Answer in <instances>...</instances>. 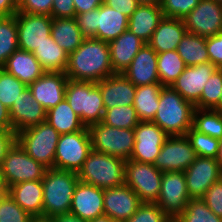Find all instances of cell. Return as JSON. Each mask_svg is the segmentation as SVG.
Wrapping results in <instances>:
<instances>
[{
    "label": "cell",
    "instance_id": "cell-1",
    "mask_svg": "<svg viewBox=\"0 0 222 222\" xmlns=\"http://www.w3.org/2000/svg\"><path fill=\"white\" fill-rule=\"evenodd\" d=\"M65 74L69 80L98 83L115 74L112 69L109 43L93 37L68 54Z\"/></svg>",
    "mask_w": 222,
    "mask_h": 222
},
{
    "label": "cell",
    "instance_id": "cell-2",
    "mask_svg": "<svg viewBox=\"0 0 222 222\" xmlns=\"http://www.w3.org/2000/svg\"><path fill=\"white\" fill-rule=\"evenodd\" d=\"M195 106L171 86H163L153 122L168 136H182L193 126Z\"/></svg>",
    "mask_w": 222,
    "mask_h": 222
},
{
    "label": "cell",
    "instance_id": "cell-3",
    "mask_svg": "<svg viewBox=\"0 0 222 222\" xmlns=\"http://www.w3.org/2000/svg\"><path fill=\"white\" fill-rule=\"evenodd\" d=\"M42 181L43 217L53 218L70 213L72 197L79 178L78 173L47 168Z\"/></svg>",
    "mask_w": 222,
    "mask_h": 222
},
{
    "label": "cell",
    "instance_id": "cell-4",
    "mask_svg": "<svg viewBox=\"0 0 222 222\" xmlns=\"http://www.w3.org/2000/svg\"><path fill=\"white\" fill-rule=\"evenodd\" d=\"M125 172V160L92 150L78 172V178L104 190L124 185Z\"/></svg>",
    "mask_w": 222,
    "mask_h": 222
},
{
    "label": "cell",
    "instance_id": "cell-5",
    "mask_svg": "<svg viewBox=\"0 0 222 222\" xmlns=\"http://www.w3.org/2000/svg\"><path fill=\"white\" fill-rule=\"evenodd\" d=\"M65 99L85 127L102 122L105 108L96 83L68 79Z\"/></svg>",
    "mask_w": 222,
    "mask_h": 222
},
{
    "label": "cell",
    "instance_id": "cell-6",
    "mask_svg": "<svg viewBox=\"0 0 222 222\" xmlns=\"http://www.w3.org/2000/svg\"><path fill=\"white\" fill-rule=\"evenodd\" d=\"M60 134L48 122L17 133V142L26 153L46 168H54L56 146Z\"/></svg>",
    "mask_w": 222,
    "mask_h": 222
},
{
    "label": "cell",
    "instance_id": "cell-7",
    "mask_svg": "<svg viewBox=\"0 0 222 222\" xmlns=\"http://www.w3.org/2000/svg\"><path fill=\"white\" fill-rule=\"evenodd\" d=\"M92 150L128 161L133 152L134 129L116 128L102 122L88 127Z\"/></svg>",
    "mask_w": 222,
    "mask_h": 222
},
{
    "label": "cell",
    "instance_id": "cell-8",
    "mask_svg": "<svg viewBox=\"0 0 222 222\" xmlns=\"http://www.w3.org/2000/svg\"><path fill=\"white\" fill-rule=\"evenodd\" d=\"M92 151L88 127L62 134L56 146L54 168L78 173Z\"/></svg>",
    "mask_w": 222,
    "mask_h": 222
},
{
    "label": "cell",
    "instance_id": "cell-9",
    "mask_svg": "<svg viewBox=\"0 0 222 222\" xmlns=\"http://www.w3.org/2000/svg\"><path fill=\"white\" fill-rule=\"evenodd\" d=\"M163 172L154 164L126 161L125 184L138 196L142 203H156L160 196Z\"/></svg>",
    "mask_w": 222,
    "mask_h": 222
},
{
    "label": "cell",
    "instance_id": "cell-10",
    "mask_svg": "<svg viewBox=\"0 0 222 222\" xmlns=\"http://www.w3.org/2000/svg\"><path fill=\"white\" fill-rule=\"evenodd\" d=\"M46 169L16 142L6 153L0 167V174L9 187L20 182L42 180Z\"/></svg>",
    "mask_w": 222,
    "mask_h": 222
},
{
    "label": "cell",
    "instance_id": "cell-11",
    "mask_svg": "<svg viewBox=\"0 0 222 222\" xmlns=\"http://www.w3.org/2000/svg\"><path fill=\"white\" fill-rule=\"evenodd\" d=\"M197 157L195 149L185 135L168 136L156 157L154 166L163 173L184 172Z\"/></svg>",
    "mask_w": 222,
    "mask_h": 222
},
{
    "label": "cell",
    "instance_id": "cell-12",
    "mask_svg": "<svg viewBox=\"0 0 222 222\" xmlns=\"http://www.w3.org/2000/svg\"><path fill=\"white\" fill-rule=\"evenodd\" d=\"M191 200L184 172L171 171L162 175L160 196L156 204L171 218L176 219Z\"/></svg>",
    "mask_w": 222,
    "mask_h": 222
},
{
    "label": "cell",
    "instance_id": "cell-13",
    "mask_svg": "<svg viewBox=\"0 0 222 222\" xmlns=\"http://www.w3.org/2000/svg\"><path fill=\"white\" fill-rule=\"evenodd\" d=\"M187 32L207 38L222 32V3L200 0L183 19Z\"/></svg>",
    "mask_w": 222,
    "mask_h": 222
},
{
    "label": "cell",
    "instance_id": "cell-14",
    "mask_svg": "<svg viewBox=\"0 0 222 222\" xmlns=\"http://www.w3.org/2000/svg\"><path fill=\"white\" fill-rule=\"evenodd\" d=\"M16 21L19 49L33 53L51 36L52 17L49 15L17 12Z\"/></svg>",
    "mask_w": 222,
    "mask_h": 222
},
{
    "label": "cell",
    "instance_id": "cell-15",
    "mask_svg": "<svg viewBox=\"0 0 222 222\" xmlns=\"http://www.w3.org/2000/svg\"><path fill=\"white\" fill-rule=\"evenodd\" d=\"M134 135L130 160L154 164L168 135L153 121H140L134 128Z\"/></svg>",
    "mask_w": 222,
    "mask_h": 222
},
{
    "label": "cell",
    "instance_id": "cell-16",
    "mask_svg": "<svg viewBox=\"0 0 222 222\" xmlns=\"http://www.w3.org/2000/svg\"><path fill=\"white\" fill-rule=\"evenodd\" d=\"M187 191L191 199L202 198L207 189L222 178L215 158L197 157L184 171Z\"/></svg>",
    "mask_w": 222,
    "mask_h": 222
},
{
    "label": "cell",
    "instance_id": "cell-17",
    "mask_svg": "<svg viewBox=\"0 0 222 222\" xmlns=\"http://www.w3.org/2000/svg\"><path fill=\"white\" fill-rule=\"evenodd\" d=\"M216 69L217 67L210 62L186 66L171 87L186 101L195 105L199 101L208 79Z\"/></svg>",
    "mask_w": 222,
    "mask_h": 222
},
{
    "label": "cell",
    "instance_id": "cell-18",
    "mask_svg": "<svg viewBox=\"0 0 222 222\" xmlns=\"http://www.w3.org/2000/svg\"><path fill=\"white\" fill-rule=\"evenodd\" d=\"M104 215L119 222L129 219L142 204L139 196L126 184L103 190Z\"/></svg>",
    "mask_w": 222,
    "mask_h": 222
},
{
    "label": "cell",
    "instance_id": "cell-19",
    "mask_svg": "<svg viewBox=\"0 0 222 222\" xmlns=\"http://www.w3.org/2000/svg\"><path fill=\"white\" fill-rule=\"evenodd\" d=\"M67 81L65 72H45L28 88L33 98L48 111L65 99Z\"/></svg>",
    "mask_w": 222,
    "mask_h": 222
},
{
    "label": "cell",
    "instance_id": "cell-20",
    "mask_svg": "<svg viewBox=\"0 0 222 222\" xmlns=\"http://www.w3.org/2000/svg\"><path fill=\"white\" fill-rule=\"evenodd\" d=\"M13 130L18 133L46 121L47 111L32 96L27 87L9 109Z\"/></svg>",
    "mask_w": 222,
    "mask_h": 222
},
{
    "label": "cell",
    "instance_id": "cell-21",
    "mask_svg": "<svg viewBox=\"0 0 222 222\" xmlns=\"http://www.w3.org/2000/svg\"><path fill=\"white\" fill-rule=\"evenodd\" d=\"M70 213L86 221L104 215L103 189L79 180L72 197Z\"/></svg>",
    "mask_w": 222,
    "mask_h": 222
},
{
    "label": "cell",
    "instance_id": "cell-22",
    "mask_svg": "<svg viewBox=\"0 0 222 222\" xmlns=\"http://www.w3.org/2000/svg\"><path fill=\"white\" fill-rule=\"evenodd\" d=\"M96 85L100 89L105 109L134 104L136 86L123 74L115 73Z\"/></svg>",
    "mask_w": 222,
    "mask_h": 222
},
{
    "label": "cell",
    "instance_id": "cell-23",
    "mask_svg": "<svg viewBox=\"0 0 222 222\" xmlns=\"http://www.w3.org/2000/svg\"><path fill=\"white\" fill-rule=\"evenodd\" d=\"M122 74L135 86L160 83L157 52L149 44H145Z\"/></svg>",
    "mask_w": 222,
    "mask_h": 222
},
{
    "label": "cell",
    "instance_id": "cell-24",
    "mask_svg": "<svg viewBox=\"0 0 222 222\" xmlns=\"http://www.w3.org/2000/svg\"><path fill=\"white\" fill-rule=\"evenodd\" d=\"M146 43L127 29L109 42L111 64L114 73H123Z\"/></svg>",
    "mask_w": 222,
    "mask_h": 222
},
{
    "label": "cell",
    "instance_id": "cell-25",
    "mask_svg": "<svg viewBox=\"0 0 222 222\" xmlns=\"http://www.w3.org/2000/svg\"><path fill=\"white\" fill-rule=\"evenodd\" d=\"M163 17L160 4H140L129 17L128 29L148 44Z\"/></svg>",
    "mask_w": 222,
    "mask_h": 222
},
{
    "label": "cell",
    "instance_id": "cell-26",
    "mask_svg": "<svg viewBox=\"0 0 222 222\" xmlns=\"http://www.w3.org/2000/svg\"><path fill=\"white\" fill-rule=\"evenodd\" d=\"M8 194L32 217H43V186L41 180H32L9 186Z\"/></svg>",
    "mask_w": 222,
    "mask_h": 222
},
{
    "label": "cell",
    "instance_id": "cell-27",
    "mask_svg": "<svg viewBox=\"0 0 222 222\" xmlns=\"http://www.w3.org/2000/svg\"><path fill=\"white\" fill-rule=\"evenodd\" d=\"M186 32L183 19L163 17L148 44L157 53L176 50Z\"/></svg>",
    "mask_w": 222,
    "mask_h": 222
},
{
    "label": "cell",
    "instance_id": "cell-28",
    "mask_svg": "<svg viewBox=\"0 0 222 222\" xmlns=\"http://www.w3.org/2000/svg\"><path fill=\"white\" fill-rule=\"evenodd\" d=\"M1 68L27 86L46 72L32 53L19 48L6 60Z\"/></svg>",
    "mask_w": 222,
    "mask_h": 222
},
{
    "label": "cell",
    "instance_id": "cell-29",
    "mask_svg": "<svg viewBox=\"0 0 222 222\" xmlns=\"http://www.w3.org/2000/svg\"><path fill=\"white\" fill-rule=\"evenodd\" d=\"M129 18L102 3L97 8V35L95 39L110 42L128 29Z\"/></svg>",
    "mask_w": 222,
    "mask_h": 222
},
{
    "label": "cell",
    "instance_id": "cell-30",
    "mask_svg": "<svg viewBox=\"0 0 222 222\" xmlns=\"http://www.w3.org/2000/svg\"><path fill=\"white\" fill-rule=\"evenodd\" d=\"M51 37L68 54L74 52L86 38L75 18H52Z\"/></svg>",
    "mask_w": 222,
    "mask_h": 222
},
{
    "label": "cell",
    "instance_id": "cell-31",
    "mask_svg": "<svg viewBox=\"0 0 222 222\" xmlns=\"http://www.w3.org/2000/svg\"><path fill=\"white\" fill-rule=\"evenodd\" d=\"M46 122L54 127L60 135L75 133L86 128L66 99L47 111Z\"/></svg>",
    "mask_w": 222,
    "mask_h": 222
},
{
    "label": "cell",
    "instance_id": "cell-32",
    "mask_svg": "<svg viewBox=\"0 0 222 222\" xmlns=\"http://www.w3.org/2000/svg\"><path fill=\"white\" fill-rule=\"evenodd\" d=\"M160 83L136 86L134 108L140 121H153L159 108Z\"/></svg>",
    "mask_w": 222,
    "mask_h": 222
},
{
    "label": "cell",
    "instance_id": "cell-33",
    "mask_svg": "<svg viewBox=\"0 0 222 222\" xmlns=\"http://www.w3.org/2000/svg\"><path fill=\"white\" fill-rule=\"evenodd\" d=\"M32 54L46 72H65L68 53L51 36L48 37V41L38 46Z\"/></svg>",
    "mask_w": 222,
    "mask_h": 222
},
{
    "label": "cell",
    "instance_id": "cell-34",
    "mask_svg": "<svg viewBox=\"0 0 222 222\" xmlns=\"http://www.w3.org/2000/svg\"><path fill=\"white\" fill-rule=\"evenodd\" d=\"M176 51L184 60L186 66H194L210 62L207 52L206 38L197 34L186 32Z\"/></svg>",
    "mask_w": 222,
    "mask_h": 222
},
{
    "label": "cell",
    "instance_id": "cell-35",
    "mask_svg": "<svg viewBox=\"0 0 222 222\" xmlns=\"http://www.w3.org/2000/svg\"><path fill=\"white\" fill-rule=\"evenodd\" d=\"M159 82L162 86H171L185 70L186 64L176 50L157 53Z\"/></svg>",
    "mask_w": 222,
    "mask_h": 222
},
{
    "label": "cell",
    "instance_id": "cell-36",
    "mask_svg": "<svg viewBox=\"0 0 222 222\" xmlns=\"http://www.w3.org/2000/svg\"><path fill=\"white\" fill-rule=\"evenodd\" d=\"M18 48L16 14L0 16V68Z\"/></svg>",
    "mask_w": 222,
    "mask_h": 222
},
{
    "label": "cell",
    "instance_id": "cell-37",
    "mask_svg": "<svg viewBox=\"0 0 222 222\" xmlns=\"http://www.w3.org/2000/svg\"><path fill=\"white\" fill-rule=\"evenodd\" d=\"M200 133L222 139V112L216 109H197L193 113V126Z\"/></svg>",
    "mask_w": 222,
    "mask_h": 222
},
{
    "label": "cell",
    "instance_id": "cell-38",
    "mask_svg": "<svg viewBox=\"0 0 222 222\" xmlns=\"http://www.w3.org/2000/svg\"><path fill=\"white\" fill-rule=\"evenodd\" d=\"M140 119L133 105L105 109L102 123L123 129H134Z\"/></svg>",
    "mask_w": 222,
    "mask_h": 222
},
{
    "label": "cell",
    "instance_id": "cell-39",
    "mask_svg": "<svg viewBox=\"0 0 222 222\" xmlns=\"http://www.w3.org/2000/svg\"><path fill=\"white\" fill-rule=\"evenodd\" d=\"M222 95V68H217L203 88L199 101L194 105L197 109H215Z\"/></svg>",
    "mask_w": 222,
    "mask_h": 222
},
{
    "label": "cell",
    "instance_id": "cell-40",
    "mask_svg": "<svg viewBox=\"0 0 222 222\" xmlns=\"http://www.w3.org/2000/svg\"><path fill=\"white\" fill-rule=\"evenodd\" d=\"M179 222H222L201 199H191L186 209L176 218Z\"/></svg>",
    "mask_w": 222,
    "mask_h": 222
},
{
    "label": "cell",
    "instance_id": "cell-41",
    "mask_svg": "<svg viewBox=\"0 0 222 222\" xmlns=\"http://www.w3.org/2000/svg\"><path fill=\"white\" fill-rule=\"evenodd\" d=\"M28 86L19 79L0 68V101L8 109L12 107L19 95Z\"/></svg>",
    "mask_w": 222,
    "mask_h": 222
},
{
    "label": "cell",
    "instance_id": "cell-42",
    "mask_svg": "<svg viewBox=\"0 0 222 222\" xmlns=\"http://www.w3.org/2000/svg\"><path fill=\"white\" fill-rule=\"evenodd\" d=\"M198 157L216 158L218 154L219 139L203 134L193 127L185 135Z\"/></svg>",
    "mask_w": 222,
    "mask_h": 222
},
{
    "label": "cell",
    "instance_id": "cell-43",
    "mask_svg": "<svg viewBox=\"0 0 222 222\" xmlns=\"http://www.w3.org/2000/svg\"><path fill=\"white\" fill-rule=\"evenodd\" d=\"M171 218L156 204L142 203L125 222H169Z\"/></svg>",
    "mask_w": 222,
    "mask_h": 222
},
{
    "label": "cell",
    "instance_id": "cell-44",
    "mask_svg": "<svg viewBox=\"0 0 222 222\" xmlns=\"http://www.w3.org/2000/svg\"><path fill=\"white\" fill-rule=\"evenodd\" d=\"M33 217L8 194L0 202V222H30Z\"/></svg>",
    "mask_w": 222,
    "mask_h": 222
},
{
    "label": "cell",
    "instance_id": "cell-45",
    "mask_svg": "<svg viewBox=\"0 0 222 222\" xmlns=\"http://www.w3.org/2000/svg\"><path fill=\"white\" fill-rule=\"evenodd\" d=\"M200 0H161L164 17L184 19Z\"/></svg>",
    "mask_w": 222,
    "mask_h": 222
},
{
    "label": "cell",
    "instance_id": "cell-46",
    "mask_svg": "<svg viewBox=\"0 0 222 222\" xmlns=\"http://www.w3.org/2000/svg\"><path fill=\"white\" fill-rule=\"evenodd\" d=\"M201 199L212 212L222 218V178L214 182Z\"/></svg>",
    "mask_w": 222,
    "mask_h": 222
},
{
    "label": "cell",
    "instance_id": "cell-47",
    "mask_svg": "<svg viewBox=\"0 0 222 222\" xmlns=\"http://www.w3.org/2000/svg\"><path fill=\"white\" fill-rule=\"evenodd\" d=\"M53 0H18V12L28 14L49 15Z\"/></svg>",
    "mask_w": 222,
    "mask_h": 222
},
{
    "label": "cell",
    "instance_id": "cell-48",
    "mask_svg": "<svg viewBox=\"0 0 222 222\" xmlns=\"http://www.w3.org/2000/svg\"><path fill=\"white\" fill-rule=\"evenodd\" d=\"M77 25L86 38L97 35V9L75 16Z\"/></svg>",
    "mask_w": 222,
    "mask_h": 222
},
{
    "label": "cell",
    "instance_id": "cell-49",
    "mask_svg": "<svg viewBox=\"0 0 222 222\" xmlns=\"http://www.w3.org/2000/svg\"><path fill=\"white\" fill-rule=\"evenodd\" d=\"M207 52L210 63L222 68V32L206 38Z\"/></svg>",
    "mask_w": 222,
    "mask_h": 222
},
{
    "label": "cell",
    "instance_id": "cell-50",
    "mask_svg": "<svg viewBox=\"0 0 222 222\" xmlns=\"http://www.w3.org/2000/svg\"><path fill=\"white\" fill-rule=\"evenodd\" d=\"M50 16L52 18H75L76 11L73 0H53Z\"/></svg>",
    "mask_w": 222,
    "mask_h": 222
},
{
    "label": "cell",
    "instance_id": "cell-51",
    "mask_svg": "<svg viewBox=\"0 0 222 222\" xmlns=\"http://www.w3.org/2000/svg\"><path fill=\"white\" fill-rule=\"evenodd\" d=\"M103 3L108 7L126 15L128 18L140 5L137 0H103Z\"/></svg>",
    "mask_w": 222,
    "mask_h": 222
},
{
    "label": "cell",
    "instance_id": "cell-52",
    "mask_svg": "<svg viewBox=\"0 0 222 222\" xmlns=\"http://www.w3.org/2000/svg\"><path fill=\"white\" fill-rule=\"evenodd\" d=\"M17 142V133L14 130H0V167L6 153Z\"/></svg>",
    "mask_w": 222,
    "mask_h": 222
},
{
    "label": "cell",
    "instance_id": "cell-53",
    "mask_svg": "<svg viewBox=\"0 0 222 222\" xmlns=\"http://www.w3.org/2000/svg\"><path fill=\"white\" fill-rule=\"evenodd\" d=\"M76 15L97 9L103 0H73Z\"/></svg>",
    "mask_w": 222,
    "mask_h": 222
},
{
    "label": "cell",
    "instance_id": "cell-54",
    "mask_svg": "<svg viewBox=\"0 0 222 222\" xmlns=\"http://www.w3.org/2000/svg\"><path fill=\"white\" fill-rule=\"evenodd\" d=\"M18 12L17 0H0V16H11Z\"/></svg>",
    "mask_w": 222,
    "mask_h": 222
},
{
    "label": "cell",
    "instance_id": "cell-55",
    "mask_svg": "<svg viewBox=\"0 0 222 222\" xmlns=\"http://www.w3.org/2000/svg\"><path fill=\"white\" fill-rule=\"evenodd\" d=\"M0 130H13L9 109L0 101Z\"/></svg>",
    "mask_w": 222,
    "mask_h": 222
},
{
    "label": "cell",
    "instance_id": "cell-56",
    "mask_svg": "<svg viewBox=\"0 0 222 222\" xmlns=\"http://www.w3.org/2000/svg\"><path fill=\"white\" fill-rule=\"evenodd\" d=\"M51 220L52 222H87L86 220H83L71 213L54 216Z\"/></svg>",
    "mask_w": 222,
    "mask_h": 222
},
{
    "label": "cell",
    "instance_id": "cell-57",
    "mask_svg": "<svg viewBox=\"0 0 222 222\" xmlns=\"http://www.w3.org/2000/svg\"><path fill=\"white\" fill-rule=\"evenodd\" d=\"M9 192V187L6 184L4 178L0 174V196H7Z\"/></svg>",
    "mask_w": 222,
    "mask_h": 222
},
{
    "label": "cell",
    "instance_id": "cell-58",
    "mask_svg": "<svg viewBox=\"0 0 222 222\" xmlns=\"http://www.w3.org/2000/svg\"><path fill=\"white\" fill-rule=\"evenodd\" d=\"M87 222H119V221L107 215H102V216L96 217L95 219L89 220Z\"/></svg>",
    "mask_w": 222,
    "mask_h": 222
},
{
    "label": "cell",
    "instance_id": "cell-59",
    "mask_svg": "<svg viewBox=\"0 0 222 222\" xmlns=\"http://www.w3.org/2000/svg\"><path fill=\"white\" fill-rule=\"evenodd\" d=\"M215 159L222 172V139L219 140L218 154Z\"/></svg>",
    "mask_w": 222,
    "mask_h": 222
},
{
    "label": "cell",
    "instance_id": "cell-60",
    "mask_svg": "<svg viewBox=\"0 0 222 222\" xmlns=\"http://www.w3.org/2000/svg\"><path fill=\"white\" fill-rule=\"evenodd\" d=\"M30 222H52L51 218L33 217Z\"/></svg>",
    "mask_w": 222,
    "mask_h": 222
},
{
    "label": "cell",
    "instance_id": "cell-61",
    "mask_svg": "<svg viewBox=\"0 0 222 222\" xmlns=\"http://www.w3.org/2000/svg\"><path fill=\"white\" fill-rule=\"evenodd\" d=\"M140 4H160L161 0H137Z\"/></svg>",
    "mask_w": 222,
    "mask_h": 222
},
{
    "label": "cell",
    "instance_id": "cell-62",
    "mask_svg": "<svg viewBox=\"0 0 222 222\" xmlns=\"http://www.w3.org/2000/svg\"><path fill=\"white\" fill-rule=\"evenodd\" d=\"M215 109L222 112V95H221V98H220L219 105Z\"/></svg>",
    "mask_w": 222,
    "mask_h": 222
},
{
    "label": "cell",
    "instance_id": "cell-63",
    "mask_svg": "<svg viewBox=\"0 0 222 222\" xmlns=\"http://www.w3.org/2000/svg\"><path fill=\"white\" fill-rule=\"evenodd\" d=\"M169 222H179L177 219H171Z\"/></svg>",
    "mask_w": 222,
    "mask_h": 222
},
{
    "label": "cell",
    "instance_id": "cell-64",
    "mask_svg": "<svg viewBox=\"0 0 222 222\" xmlns=\"http://www.w3.org/2000/svg\"><path fill=\"white\" fill-rule=\"evenodd\" d=\"M214 1L219 2V3H222V0H214Z\"/></svg>",
    "mask_w": 222,
    "mask_h": 222
},
{
    "label": "cell",
    "instance_id": "cell-65",
    "mask_svg": "<svg viewBox=\"0 0 222 222\" xmlns=\"http://www.w3.org/2000/svg\"><path fill=\"white\" fill-rule=\"evenodd\" d=\"M4 197H6V196H0V202H1V200H2Z\"/></svg>",
    "mask_w": 222,
    "mask_h": 222
}]
</instances>
